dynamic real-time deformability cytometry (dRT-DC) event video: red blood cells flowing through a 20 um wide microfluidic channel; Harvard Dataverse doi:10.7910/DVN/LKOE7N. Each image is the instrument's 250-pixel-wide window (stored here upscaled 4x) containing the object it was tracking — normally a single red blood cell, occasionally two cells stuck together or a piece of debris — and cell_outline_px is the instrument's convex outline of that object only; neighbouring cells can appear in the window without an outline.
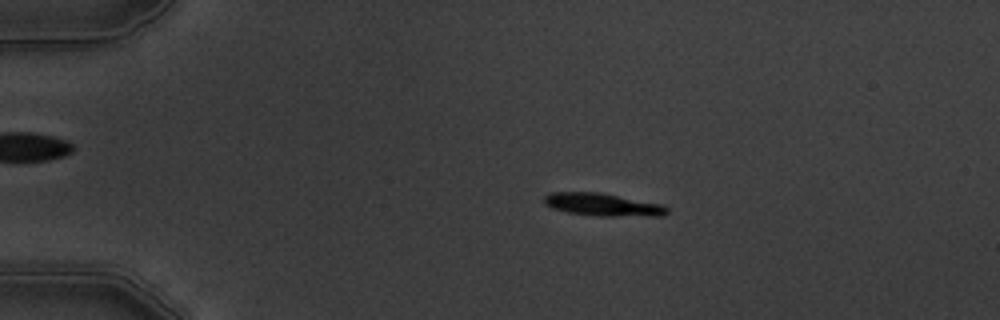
{"species": "common noctule bat (a hibernating species)", "species_latin": "Nyctalus noctula", "temperature_condition": "warm", "stored_images_in_passage": 7, "camera_frame_rate_fps": 3000, "um_per_image_px": 0.085, "animal": {"sex": "male", "body_mass_g": 19.5, "forearm_length_mm": 54.6}, "frame": {"image": 1, "passage_image": 3, "time_ms": 2.333, "image_size_px": [1000, 320], "cell_outline_px": [[668, 212], [664, 216], [596, 216], [568, 212], [552, 208], [544, 204], [544, 196], [548, 192], [600, 192], [664, 204], [668, 208]], "centroid_in_image_um": [51.26, 17.39], "position_along_channel_um": 33.7, "area_um2": 16.53}}
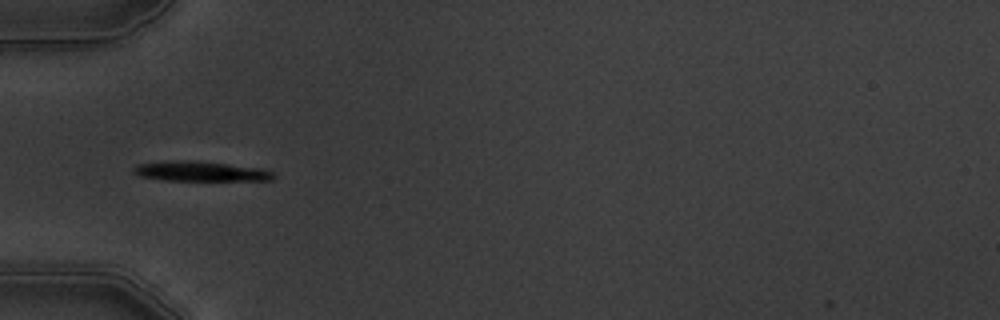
{"frame": {"image": 2, "passage_image": 5, "time_ms": 4.667, "image_size_px": [1000, 320], "cell_outline_px": [[276, 176], [272, 180], [164, 180], [140, 176], [132, 172], [132, 168], [136, 164], [164, 160], [188, 160], [228, 164], [260, 168], [272, 172]], "centroid_in_image_um": [16.97, 14.55], "position_along_channel_um": 68.0, "area_um2": 16.24}}